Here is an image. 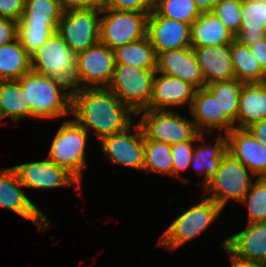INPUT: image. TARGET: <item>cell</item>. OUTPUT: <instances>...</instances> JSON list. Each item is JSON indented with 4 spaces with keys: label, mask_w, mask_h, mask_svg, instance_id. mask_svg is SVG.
<instances>
[{
    "label": "cell",
    "mask_w": 266,
    "mask_h": 267,
    "mask_svg": "<svg viewBox=\"0 0 266 267\" xmlns=\"http://www.w3.org/2000/svg\"><path fill=\"white\" fill-rule=\"evenodd\" d=\"M132 113L107 87L71 91V115L87 132L91 128L98 141L130 127Z\"/></svg>",
    "instance_id": "obj_1"
},
{
    "label": "cell",
    "mask_w": 266,
    "mask_h": 267,
    "mask_svg": "<svg viewBox=\"0 0 266 267\" xmlns=\"http://www.w3.org/2000/svg\"><path fill=\"white\" fill-rule=\"evenodd\" d=\"M18 81L34 118L51 120L71 114V91L54 77L30 70Z\"/></svg>",
    "instance_id": "obj_2"
},
{
    "label": "cell",
    "mask_w": 266,
    "mask_h": 267,
    "mask_svg": "<svg viewBox=\"0 0 266 267\" xmlns=\"http://www.w3.org/2000/svg\"><path fill=\"white\" fill-rule=\"evenodd\" d=\"M223 209L212 199L205 197L180 214L163 232L158 245L175 251L184 243L203 233L215 221Z\"/></svg>",
    "instance_id": "obj_3"
},
{
    "label": "cell",
    "mask_w": 266,
    "mask_h": 267,
    "mask_svg": "<svg viewBox=\"0 0 266 267\" xmlns=\"http://www.w3.org/2000/svg\"><path fill=\"white\" fill-rule=\"evenodd\" d=\"M30 66L34 72L54 77L70 91L76 90V54L57 32L30 56Z\"/></svg>",
    "instance_id": "obj_4"
},
{
    "label": "cell",
    "mask_w": 266,
    "mask_h": 267,
    "mask_svg": "<svg viewBox=\"0 0 266 267\" xmlns=\"http://www.w3.org/2000/svg\"><path fill=\"white\" fill-rule=\"evenodd\" d=\"M156 70L115 64L114 74L107 87L135 115L149 108Z\"/></svg>",
    "instance_id": "obj_5"
},
{
    "label": "cell",
    "mask_w": 266,
    "mask_h": 267,
    "mask_svg": "<svg viewBox=\"0 0 266 267\" xmlns=\"http://www.w3.org/2000/svg\"><path fill=\"white\" fill-rule=\"evenodd\" d=\"M88 132L74 119L64 120L52 140L47 158L65 167L80 182L86 169Z\"/></svg>",
    "instance_id": "obj_6"
},
{
    "label": "cell",
    "mask_w": 266,
    "mask_h": 267,
    "mask_svg": "<svg viewBox=\"0 0 266 267\" xmlns=\"http://www.w3.org/2000/svg\"><path fill=\"white\" fill-rule=\"evenodd\" d=\"M136 115H141L138 124L144 139L156 140L173 146L188 140H197L201 135L192 120L183 117L172 109H145Z\"/></svg>",
    "instance_id": "obj_7"
},
{
    "label": "cell",
    "mask_w": 266,
    "mask_h": 267,
    "mask_svg": "<svg viewBox=\"0 0 266 267\" xmlns=\"http://www.w3.org/2000/svg\"><path fill=\"white\" fill-rule=\"evenodd\" d=\"M228 151L223 155L215 175L203 187L207 198L215 201L222 209L233 199L241 202L252 184L251 172Z\"/></svg>",
    "instance_id": "obj_8"
},
{
    "label": "cell",
    "mask_w": 266,
    "mask_h": 267,
    "mask_svg": "<svg viewBox=\"0 0 266 267\" xmlns=\"http://www.w3.org/2000/svg\"><path fill=\"white\" fill-rule=\"evenodd\" d=\"M148 14L101 7L100 42L111 50L146 36Z\"/></svg>",
    "instance_id": "obj_9"
},
{
    "label": "cell",
    "mask_w": 266,
    "mask_h": 267,
    "mask_svg": "<svg viewBox=\"0 0 266 267\" xmlns=\"http://www.w3.org/2000/svg\"><path fill=\"white\" fill-rule=\"evenodd\" d=\"M113 50L100 41L76 54V89L108 87L112 81Z\"/></svg>",
    "instance_id": "obj_10"
},
{
    "label": "cell",
    "mask_w": 266,
    "mask_h": 267,
    "mask_svg": "<svg viewBox=\"0 0 266 267\" xmlns=\"http://www.w3.org/2000/svg\"><path fill=\"white\" fill-rule=\"evenodd\" d=\"M100 15L101 8L65 11L56 32L77 54L100 41Z\"/></svg>",
    "instance_id": "obj_11"
},
{
    "label": "cell",
    "mask_w": 266,
    "mask_h": 267,
    "mask_svg": "<svg viewBox=\"0 0 266 267\" xmlns=\"http://www.w3.org/2000/svg\"><path fill=\"white\" fill-rule=\"evenodd\" d=\"M20 182L29 189L49 190L60 187H74L81 194V183L65 167L56 165L50 159L23 163L12 167Z\"/></svg>",
    "instance_id": "obj_12"
},
{
    "label": "cell",
    "mask_w": 266,
    "mask_h": 267,
    "mask_svg": "<svg viewBox=\"0 0 266 267\" xmlns=\"http://www.w3.org/2000/svg\"><path fill=\"white\" fill-rule=\"evenodd\" d=\"M22 187L25 186L20 182L12 167L0 169V206L30 220L44 232L53 225L47 216L25 195Z\"/></svg>",
    "instance_id": "obj_13"
},
{
    "label": "cell",
    "mask_w": 266,
    "mask_h": 267,
    "mask_svg": "<svg viewBox=\"0 0 266 267\" xmlns=\"http://www.w3.org/2000/svg\"><path fill=\"white\" fill-rule=\"evenodd\" d=\"M134 126L103 137L99 142L106 159L112 163L144 170V135L139 124Z\"/></svg>",
    "instance_id": "obj_14"
},
{
    "label": "cell",
    "mask_w": 266,
    "mask_h": 267,
    "mask_svg": "<svg viewBox=\"0 0 266 267\" xmlns=\"http://www.w3.org/2000/svg\"><path fill=\"white\" fill-rule=\"evenodd\" d=\"M146 36L160 52L191 46V25L158 15L154 10L148 14Z\"/></svg>",
    "instance_id": "obj_15"
},
{
    "label": "cell",
    "mask_w": 266,
    "mask_h": 267,
    "mask_svg": "<svg viewBox=\"0 0 266 267\" xmlns=\"http://www.w3.org/2000/svg\"><path fill=\"white\" fill-rule=\"evenodd\" d=\"M156 71L190 83L196 89L205 87L201 67L192 46L158 53Z\"/></svg>",
    "instance_id": "obj_16"
},
{
    "label": "cell",
    "mask_w": 266,
    "mask_h": 267,
    "mask_svg": "<svg viewBox=\"0 0 266 267\" xmlns=\"http://www.w3.org/2000/svg\"><path fill=\"white\" fill-rule=\"evenodd\" d=\"M226 137L227 151L249 169L251 176L266 178V145L254 138L247 129L234 127Z\"/></svg>",
    "instance_id": "obj_17"
},
{
    "label": "cell",
    "mask_w": 266,
    "mask_h": 267,
    "mask_svg": "<svg viewBox=\"0 0 266 267\" xmlns=\"http://www.w3.org/2000/svg\"><path fill=\"white\" fill-rule=\"evenodd\" d=\"M189 110L197 131L201 134L205 132L206 136H208L207 133L212 134L213 129L225 131L224 134H227L236 127L224 112H221L218 100L207 87L196 89Z\"/></svg>",
    "instance_id": "obj_18"
},
{
    "label": "cell",
    "mask_w": 266,
    "mask_h": 267,
    "mask_svg": "<svg viewBox=\"0 0 266 267\" xmlns=\"http://www.w3.org/2000/svg\"><path fill=\"white\" fill-rule=\"evenodd\" d=\"M195 92L196 88L192 84L156 71L148 109L170 110L171 106L173 108L186 104L190 108Z\"/></svg>",
    "instance_id": "obj_19"
},
{
    "label": "cell",
    "mask_w": 266,
    "mask_h": 267,
    "mask_svg": "<svg viewBox=\"0 0 266 267\" xmlns=\"http://www.w3.org/2000/svg\"><path fill=\"white\" fill-rule=\"evenodd\" d=\"M235 256L262 264L266 263V221L247 223L240 232L228 236L222 243Z\"/></svg>",
    "instance_id": "obj_20"
},
{
    "label": "cell",
    "mask_w": 266,
    "mask_h": 267,
    "mask_svg": "<svg viewBox=\"0 0 266 267\" xmlns=\"http://www.w3.org/2000/svg\"><path fill=\"white\" fill-rule=\"evenodd\" d=\"M206 85L235 78L230 44L193 47Z\"/></svg>",
    "instance_id": "obj_21"
},
{
    "label": "cell",
    "mask_w": 266,
    "mask_h": 267,
    "mask_svg": "<svg viewBox=\"0 0 266 267\" xmlns=\"http://www.w3.org/2000/svg\"><path fill=\"white\" fill-rule=\"evenodd\" d=\"M240 30L235 40L243 45H253L266 38V1L242 0Z\"/></svg>",
    "instance_id": "obj_22"
},
{
    "label": "cell",
    "mask_w": 266,
    "mask_h": 267,
    "mask_svg": "<svg viewBox=\"0 0 266 267\" xmlns=\"http://www.w3.org/2000/svg\"><path fill=\"white\" fill-rule=\"evenodd\" d=\"M235 35L211 11L202 12L191 24V46H218L231 44Z\"/></svg>",
    "instance_id": "obj_23"
},
{
    "label": "cell",
    "mask_w": 266,
    "mask_h": 267,
    "mask_svg": "<svg viewBox=\"0 0 266 267\" xmlns=\"http://www.w3.org/2000/svg\"><path fill=\"white\" fill-rule=\"evenodd\" d=\"M266 118V82L244 83L239 98L237 127L246 129Z\"/></svg>",
    "instance_id": "obj_24"
},
{
    "label": "cell",
    "mask_w": 266,
    "mask_h": 267,
    "mask_svg": "<svg viewBox=\"0 0 266 267\" xmlns=\"http://www.w3.org/2000/svg\"><path fill=\"white\" fill-rule=\"evenodd\" d=\"M33 117L31 105H27L26 92L18 80L0 81V127L4 118L17 123L22 118Z\"/></svg>",
    "instance_id": "obj_25"
},
{
    "label": "cell",
    "mask_w": 266,
    "mask_h": 267,
    "mask_svg": "<svg viewBox=\"0 0 266 267\" xmlns=\"http://www.w3.org/2000/svg\"><path fill=\"white\" fill-rule=\"evenodd\" d=\"M215 144H199L194 147L193 157L190 163L198 174L203 175L202 186H205L215 175L219 168L223 155L227 152L226 134H220L215 139Z\"/></svg>",
    "instance_id": "obj_26"
},
{
    "label": "cell",
    "mask_w": 266,
    "mask_h": 267,
    "mask_svg": "<svg viewBox=\"0 0 266 267\" xmlns=\"http://www.w3.org/2000/svg\"><path fill=\"white\" fill-rule=\"evenodd\" d=\"M30 70V56L19 38L0 46V81L19 80Z\"/></svg>",
    "instance_id": "obj_27"
},
{
    "label": "cell",
    "mask_w": 266,
    "mask_h": 267,
    "mask_svg": "<svg viewBox=\"0 0 266 267\" xmlns=\"http://www.w3.org/2000/svg\"><path fill=\"white\" fill-rule=\"evenodd\" d=\"M113 53L116 64H127L137 68L156 70L157 55L147 36L117 47L113 50Z\"/></svg>",
    "instance_id": "obj_28"
},
{
    "label": "cell",
    "mask_w": 266,
    "mask_h": 267,
    "mask_svg": "<svg viewBox=\"0 0 266 267\" xmlns=\"http://www.w3.org/2000/svg\"><path fill=\"white\" fill-rule=\"evenodd\" d=\"M235 78L244 83L265 82L266 73L252 55L249 46L236 40L230 44Z\"/></svg>",
    "instance_id": "obj_29"
},
{
    "label": "cell",
    "mask_w": 266,
    "mask_h": 267,
    "mask_svg": "<svg viewBox=\"0 0 266 267\" xmlns=\"http://www.w3.org/2000/svg\"><path fill=\"white\" fill-rule=\"evenodd\" d=\"M244 82L234 78L229 81L212 82L206 87L214 94L221 107V112L235 125H237V113L239 98Z\"/></svg>",
    "instance_id": "obj_30"
},
{
    "label": "cell",
    "mask_w": 266,
    "mask_h": 267,
    "mask_svg": "<svg viewBox=\"0 0 266 267\" xmlns=\"http://www.w3.org/2000/svg\"><path fill=\"white\" fill-rule=\"evenodd\" d=\"M62 13L58 0H25L18 23H48L56 31Z\"/></svg>",
    "instance_id": "obj_31"
},
{
    "label": "cell",
    "mask_w": 266,
    "mask_h": 267,
    "mask_svg": "<svg viewBox=\"0 0 266 267\" xmlns=\"http://www.w3.org/2000/svg\"><path fill=\"white\" fill-rule=\"evenodd\" d=\"M171 145L167 143L144 139V171L172 176Z\"/></svg>",
    "instance_id": "obj_32"
},
{
    "label": "cell",
    "mask_w": 266,
    "mask_h": 267,
    "mask_svg": "<svg viewBox=\"0 0 266 267\" xmlns=\"http://www.w3.org/2000/svg\"><path fill=\"white\" fill-rule=\"evenodd\" d=\"M158 15L192 24L202 13L194 0H154Z\"/></svg>",
    "instance_id": "obj_33"
},
{
    "label": "cell",
    "mask_w": 266,
    "mask_h": 267,
    "mask_svg": "<svg viewBox=\"0 0 266 267\" xmlns=\"http://www.w3.org/2000/svg\"><path fill=\"white\" fill-rule=\"evenodd\" d=\"M55 32L48 23H18V38L29 56Z\"/></svg>",
    "instance_id": "obj_34"
},
{
    "label": "cell",
    "mask_w": 266,
    "mask_h": 267,
    "mask_svg": "<svg viewBox=\"0 0 266 267\" xmlns=\"http://www.w3.org/2000/svg\"><path fill=\"white\" fill-rule=\"evenodd\" d=\"M240 203L247 207V223L266 221V178L253 181Z\"/></svg>",
    "instance_id": "obj_35"
},
{
    "label": "cell",
    "mask_w": 266,
    "mask_h": 267,
    "mask_svg": "<svg viewBox=\"0 0 266 267\" xmlns=\"http://www.w3.org/2000/svg\"><path fill=\"white\" fill-rule=\"evenodd\" d=\"M205 141L204 134H201L197 140H188L182 143L171 146L172 152V176L181 179L183 182H188V179L183 177L180 173L188 168L190 169V163L194 153L195 142Z\"/></svg>",
    "instance_id": "obj_36"
},
{
    "label": "cell",
    "mask_w": 266,
    "mask_h": 267,
    "mask_svg": "<svg viewBox=\"0 0 266 267\" xmlns=\"http://www.w3.org/2000/svg\"><path fill=\"white\" fill-rule=\"evenodd\" d=\"M241 7L242 0H218L211 12L235 35L240 30Z\"/></svg>",
    "instance_id": "obj_37"
},
{
    "label": "cell",
    "mask_w": 266,
    "mask_h": 267,
    "mask_svg": "<svg viewBox=\"0 0 266 267\" xmlns=\"http://www.w3.org/2000/svg\"><path fill=\"white\" fill-rule=\"evenodd\" d=\"M102 7L149 14L154 9V0H102Z\"/></svg>",
    "instance_id": "obj_38"
},
{
    "label": "cell",
    "mask_w": 266,
    "mask_h": 267,
    "mask_svg": "<svg viewBox=\"0 0 266 267\" xmlns=\"http://www.w3.org/2000/svg\"><path fill=\"white\" fill-rule=\"evenodd\" d=\"M25 0H0V17L19 21L24 13Z\"/></svg>",
    "instance_id": "obj_39"
},
{
    "label": "cell",
    "mask_w": 266,
    "mask_h": 267,
    "mask_svg": "<svg viewBox=\"0 0 266 267\" xmlns=\"http://www.w3.org/2000/svg\"><path fill=\"white\" fill-rule=\"evenodd\" d=\"M18 38V22L7 17H0V46Z\"/></svg>",
    "instance_id": "obj_40"
},
{
    "label": "cell",
    "mask_w": 266,
    "mask_h": 267,
    "mask_svg": "<svg viewBox=\"0 0 266 267\" xmlns=\"http://www.w3.org/2000/svg\"><path fill=\"white\" fill-rule=\"evenodd\" d=\"M63 10H88L102 7V0H58Z\"/></svg>",
    "instance_id": "obj_41"
},
{
    "label": "cell",
    "mask_w": 266,
    "mask_h": 267,
    "mask_svg": "<svg viewBox=\"0 0 266 267\" xmlns=\"http://www.w3.org/2000/svg\"><path fill=\"white\" fill-rule=\"evenodd\" d=\"M249 49L262 70L266 73V38L258 41L256 44L250 45Z\"/></svg>",
    "instance_id": "obj_42"
},
{
    "label": "cell",
    "mask_w": 266,
    "mask_h": 267,
    "mask_svg": "<svg viewBox=\"0 0 266 267\" xmlns=\"http://www.w3.org/2000/svg\"><path fill=\"white\" fill-rule=\"evenodd\" d=\"M258 141L266 145V118L246 128Z\"/></svg>",
    "instance_id": "obj_43"
},
{
    "label": "cell",
    "mask_w": 266,
    "mask_h": 267,
    "mask_svg": "<svg viewBox=\"0 0 266 267\" xmlns=\"http://www.w3.org/2000/svg\"><path fill=\"white\" fill-rule=\"evenodd\" d=\"M223 249L230 253L231 267H265L262 263L241 259L235 256L226 246H224Z\"/></svg>",
    "instance_id": "obj_44"
},
{
    "label": "cell",
    "mask_w": 266,
    "mask_h": 267,
    "mask_svg": "<svg viewBox=\"0 0 266 267\" xmlns=\"http://www.w3.org/2000/svg\"><path fill=\"white\" fill-rule=\"evenodd\" d=\"M218 0H194L201 12L212 11Z\"/></svg>",
    "instance_id": "obj_45"
}]
</instances>
